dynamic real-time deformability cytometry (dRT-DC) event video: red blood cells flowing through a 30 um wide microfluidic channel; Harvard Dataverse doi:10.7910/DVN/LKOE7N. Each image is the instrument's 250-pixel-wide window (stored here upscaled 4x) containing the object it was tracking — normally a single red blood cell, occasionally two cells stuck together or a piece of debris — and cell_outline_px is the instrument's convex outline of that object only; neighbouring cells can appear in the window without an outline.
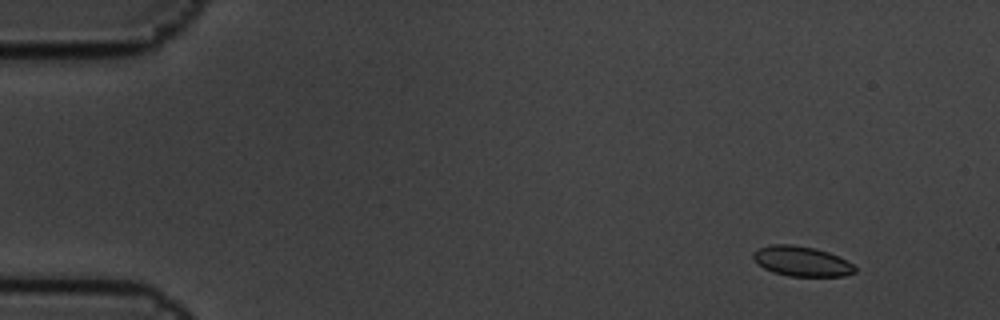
{"species": "common noctule bat (a hibernating species)", "species_latin": "Nyctalus noctula", "temperature_condition": "cold", "stored_images_in_passage": 8, "camera_frame_rate_fps": 3000, "um_per_image_px": 0.085, "animal": {"sex": "male", "body_mass_g": 19.5, "forearm_length_mm": 54.6}, "frame": {"image": 1, "passage_image": 2, "time_ms": 0.333, "image_size_px": [1000, 320], "cell_outline_px": [[856, 272], [844, 276], [788, 276], [772, 272], [756, 264], [752, 256], [752, 252], [760, 248], [772, 244], [792, 244], [812, 248], [828, 252], [852, 264], [856, 268]], "centroid_in_image_um": [68.09, 22.21], "position_along_channel_um": 16.9, "area_um2": 17.69}}
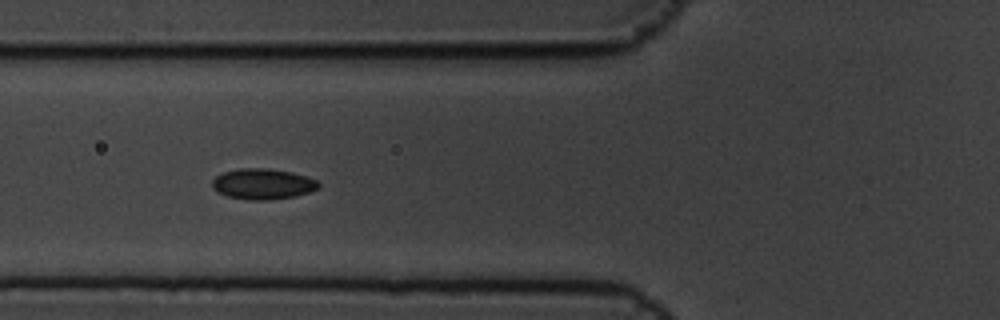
{"frame": {"image": 2, "passage_image": 7, "time_ms": 2.0, "image_size_px": [1000, 320], "cell_outline_px": [[320, 188], [296, 196], [268, 200], [248, 200], [228, 196], [216, 192], [212, 188], [212, 180], [216, 176], [224, 172], [240, 168], [268, 168], [292, 172], [308, 176], [316, 180], [320, 184]], "centroid_in_image_um": [22.34, 15.63], "position_along_channel_um": 103.5, "area_um2": 19.19}}
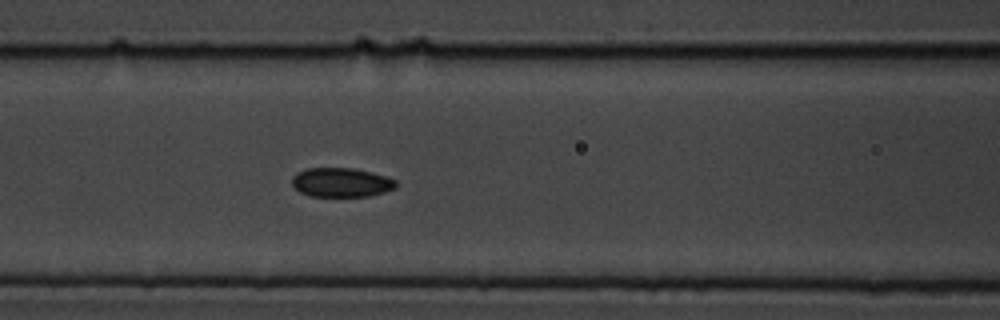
{"frame": {"image": 3, "passage_image": 8, "time_ms": 2.333, "image_size_px": [1000, 320], "cell_outline_px": [[396, 188], [384, 192], [368, 196], [312, 196], [300, 192], [292, 184], [292, 176], [296, 172], [308, 168], [352, 168], [372, 172], [396, 180]], "centroid_in_image_um": [28.99, 15.5], "position_along_channel_um": 137.6, "area_um2": 17.63}}